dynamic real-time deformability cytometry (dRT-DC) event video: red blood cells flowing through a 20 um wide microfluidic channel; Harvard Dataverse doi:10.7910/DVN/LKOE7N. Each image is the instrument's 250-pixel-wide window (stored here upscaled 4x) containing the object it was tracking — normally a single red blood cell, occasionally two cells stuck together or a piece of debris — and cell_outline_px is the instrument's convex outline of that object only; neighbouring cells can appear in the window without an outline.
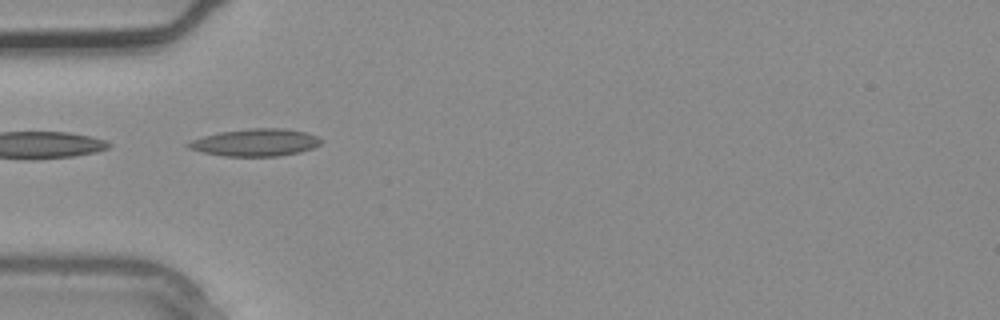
{"species": "common noctule bat (a hibernating species)", "species_latin": "Nyctalus noctula", "temperature_condition": "warm", "stored_images_in_passage": 3, "camera_frame_rate_fps": 3000, "um_per_image_px": 0.085, "animal": {"sex": "male", "body_mass_g": 20.4}, "frame": {"image": 1, "passage_image": 3, "time_ms": 0.667, "image_size_px": [1000, 320], "cell_outline_px": [[324, 140], [320, 144], [312, 148], [300, 152], [276, 156], [224, 156], [204, 152], [188, 148], [184, 144], [192, 140], [204, 136], [220, 132], [252, 128], [280, 128], [308, 132], [320, 136]], "centroid_in_image_um": [21.76, 12.1], "position_along_channel_um": 63.2, "area_um2": 21.15}}